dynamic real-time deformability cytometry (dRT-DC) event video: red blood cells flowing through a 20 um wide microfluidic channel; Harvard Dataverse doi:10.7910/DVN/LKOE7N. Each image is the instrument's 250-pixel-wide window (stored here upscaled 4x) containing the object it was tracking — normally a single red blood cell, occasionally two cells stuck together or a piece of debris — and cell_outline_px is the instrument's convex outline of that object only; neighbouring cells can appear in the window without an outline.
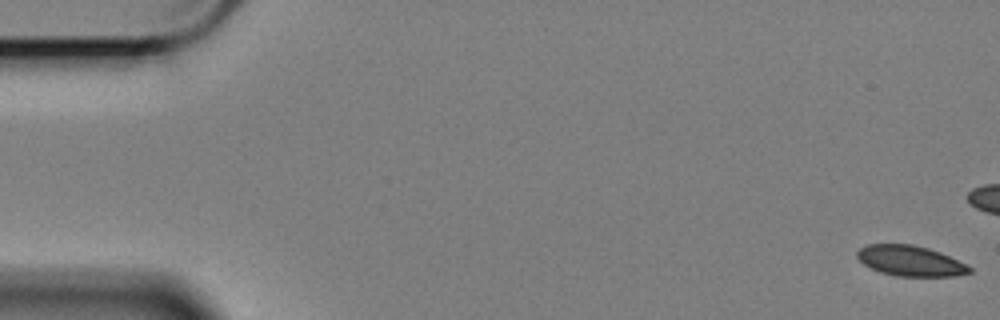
{"species": "Egyptian fruit bat (a non-hibernating species)", "species_latin": "Rousettus aegyptiacus", "temperature_condition": "cold", "stored_images_in_passage": 60, "camera_frame_rate_fps": 3000, "um_per_image_px": 0.085, "animal": {"sex": "female"}, "frame": {"image": 1, "passage_image": 1, "time_ms": 0.0, "image_size_px": [1000, 320], "cell_outline_px": [[972, 272], [956, 276], [896, 276], [880, 272], [864, 264], [856, 256], [856, 252], [860, 248], [868, 244], [912, 244], [928, 248], [940, 252], [972, 268]], "centroid_in_image_um": [77.36, 22.17], "position_along_channel_um": 7.6, "area_um2": 19.77}}
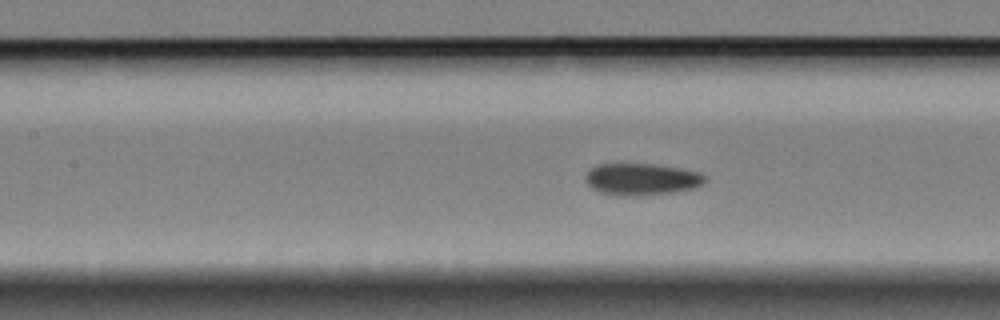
{"frame": {"image": 2, "passage_image": 26, "time_ms": 8.333, "image_size_px": [1000, 320], "cell_outline_px": [[708, 180], [704, 184], [696, 188], [676, 192], [640, 196], [616, 196], [600, 192], [592, 188], [584, 180], [584, 176], [592, 168], [600, 164], [656, 164], [680, 168], [700, 172]], "centroid_in_image_um": [54.57, 15.25], "position_along_channel_um": 152.8, "area_um2": 22.54}}
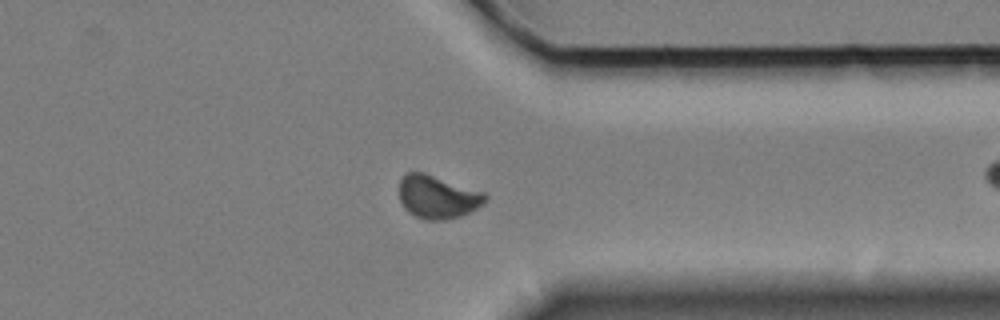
{"frame": {"image": 3, "passage_image": 46, "time_ms": 15.0, "image_size_px": [1000, 320], "cell_outline_px": [[488, 196], [484, 204], [460, 216], [444, 220], [424, 220], [408, 212], [404, 208], [400, 200], [400, 180], [408, 172], [424, 172], [484, 192]], "centroid_in_image_um": [37.19, 16.74], "position_along_channel_um": 374.2, "area_um2": 21.56}, "authors_computed_cell_mechanics": {"area_um2": 21.386, "velocity_mm_per_s": 3.3652, "shape_relaxation_time_tau1_ms": 7.1501, "shape_relaxation_time_tau2_ms": 5.1604, "deformation_change_tau1": 0.0897, "deformation_change_tau2": 0.0828}}